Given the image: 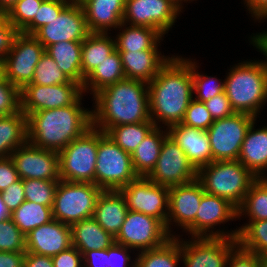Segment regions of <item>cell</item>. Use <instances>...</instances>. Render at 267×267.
Here are the masks:
<instances>
[{
    "mask_svg": "<svg viewBox=\"0 0 267 267\" xmlns=\"http://www.w3.org/2000/svg\"><path fill=\"white\" fill-rule=\"evenodd\" d=\"M148 92L150 119L155 126L160 127L162 123L168 129L181 124L194 99L191 58L172 55L148 83Z\"/></svg>",
    "mask_w": 267,
    "mask_h": 267,
    "instance_id": "cell-1",
    "label": "cell"
},
{
    "mask_svg": "<svg viewBox=\"0 0 267 267\" xmlns=\"http://www.w3.org/2000/svg\"><path fill=\"white\" fill-rule=\"evenodd\" d=\"M92 126L107 132L111 127L150 119L148 83L125 78L93 95Z\"/></svg>",
    "mask_w": 267,
    "mask_h": 267,
    "instance_id": "cell-2",
    "label": "cell"
},
{
    "mask_svg": "<svg viewBox=\"0 0 267 267\" xmlns=\"http://www.w3.org/2000/svg\"><path fill=\"white\" fill-rule=\"evenodd\" d=\"M42 110L27 117L28 142L41 149L60 152L92 127V112L82 105Z\"/></svg>",
    "mask_w": 267,
    "mask_h": 267,
    "instance_id": "cell-3",
    "label": "cell"
},
{
    "mask_svg": "<svg viewBox=\"0 0 267 267\" xmlns=\"http://www.w3.org/2000/svg\"><path fill=\"white\" fill-rule=\"evenodd\" d=\"M225 93L236 113L257 118L267 102V68L260 60L237 63L226 75Z\"/></svg>",
    "mask_w": 267,
    "mask_h": 267,
    "instance_id": "cell-4",
    "label": "cell"
},
{
    "mask_svg": "<svg viewBox=\"0 0 267 267\" xmlns=\"http://www.w3.org/2000/svg\"><path fill=\"white\" fill-rule=\"evenodd\" d=\"M257 179L239 160L212 161L198 169L206 193L227 199L238 208Z\"/></svg>",
    "mask_w": 267,
    "mask_h": 267,
    "instance_id": "cell-5",
    "label": "cell"
},
{
    "mask_svg": "<svg viewBox=\"0 0 267 267\" xmlns=\"http://www.w3.org/2000/svg\"><path fill=\"white\" fill-rule=\"evenodd\" d=\"M137 178L131 154L120 148L105 132L98 130L94 184L102 190H119Z\"/></svg>",
    "mask_w": 267,
    "mask_h": 267,
    "instance_id": "cell-6",
    "label": "cell"
},
{
    "mask_svg": "<svg viewBox=\"0 0 267 267\" xmlns=\"http://www.w3.org/2000/svg\"><path fill=\"white\" fill-rule=\"evenodd\" d=\"M102 192L94 183L59 180L52 206L53 219L72 225L94 215L96 201Z\"/></svg>",
    "mask_w": 267,
    "mask_h": 267,
    "instance_id": "cell-7",
    "label": "cell"
},
{
    "mask_svg": "<svg viewBox=\"0 0 267 267\" xmlns=\"http://www.w3.org/2000/svg\"><path fill=\"white\" fill-rule=\"evenodd\" d=\"M97 152L98 129L92 126L58 152L60 179L69 182L94 183Z\"/></svg>",
    "mask_w": 267,
    "mask_h": 267,
    "instance_id": "cell-8",
    "label": "cell"
},
{
    "mask_svg": "<svg viewBox=\"0 0 267 267\" xmlns=\"http://www.w3.org/2000/svg\"><path fill=\"white\" fill-rule=\"evenodd\" d=\"M254 120L257 118L236 112L231 116L216 119L206 130L212 161L238 160L242 142Z\"/></svg>",
    "mask_w": 267,
    "mask_h": 267,
    "instance_id": "cell-9",
    "label": "cell"
},
{
    "mask_svg": "<svg viewBox=\"0 0 267 267\" xmlns=\"http://www.w3.org/2000/svg\"><path fill=\"white\" fill-rule=\"evenodd\" d=\"M44 53V46L33 35L20 32L1 62L2 76L21 90L33 80L35 67Z\"/></svg>",
    "mask_w": 267,
    "mask_h": 267,
    "instance_id": "cell-10",
    "label": "cell"
},
{
    "mask_svg": "<svg viewBox=\"0 0 267 267\" xmlns=\"http://www.w3.org/2000/svg\"><path fill=\"white\" fill-rule=\"evenodd\" d=\"M171 236L157 218L128 210L115 242L142 252L163 245Z\"/></svg>",
    "mask_w": 267,
    "mask_h": 267,
    "instance_id": "cell-11",
    "label": "cell"
},
{
    "mask_svg": "<svg viewBox=\"0 0 267 267\" xmlns=\"http://www.w3.org/2000/svg\"><path fill=\"white\" fill-rule=\"evenodd\" d=\"M182 9L176 0H126L123 23L150 27L164 36Z\"/></svg>",
    "mask_w": 267,
    "mask_h": 267,
    "instance_id": "cell-12",
    "label": "cell"
},
{
    "mask_svg": "<svg viewBox=\"0 0 267 267\" xmlns=\"http://www.w3.org/2000/svg\"><path fill=\"white\" fill-rule=\"evenodd\" d=\"M83 94V86L71 80L51 86L26 84L20 90L21 111L28 117L37 111L66 107L75 104Z\"/></svg>",
    "mask_w": 267,
    "mask_h": 267,
    "instance_id": "cell-13",
    "label": "cell"
},
{
    "mask_svg": "<svg viewBox=\"0 0 267 267\" xmlns=\"http://www.w3.org/2000/svg\"><path fill=\"white\" fill-rule=\"evenodd\" d=\"M128 210L159 219L165 226L168 216L169 187L138 177L119 189Z\"/></svg>",
    "mask_w": 267,
    "mask_h": 267,
    "instance_id": "cell-14",
    "label": "cell"
},
{
    "mask_svg": "<svg viewBox=\"0 0 267 267\" xmlns=\"http://www.w3.org/2000/svg\"><path fill=\"white\" fill-rule=\"evenodd\" d=\"M202 184L196 179L191 183L169 187L168 216L166 230L171 237V225L180 226L181 229L196 237V214L200 201L204 195Z\"/></svg>",
    "mask_w": 267,
    "mask_h": 267,
    "instance_id": "cell-15",
    "label": "cell"
},
{
    "mask_svg": "<svg viewBox=\"0 0 267 267\" xmlns=\"http://www.w3.org/2000/svg\"><path fill=\"white\" fill-rule=\"evenodd\" d=\"M197 172L185 152L168 135L162 143L156 165L147 178L156 184L171 187L195 181Z\"/></svg>",
    "mask_w": 267,
    "mask_h": 267,
    "instance_id": "cell-16",
    "label": "cell"
},
{
    "mask_svg": "<svg viewBox=\"0 0 267 267\" xmlns=\"http://www.w3.org/2000/svg\"><path fill=\"white\" fill-rule=\"evenodd\" d=\"M181 243V256L185 267H226L231 250L238 244L237 238L192 237Z\"/></svg>",
    "mask_w": 267,
    "mask_h": 267,
    "instance_id": "cell-17",
    "label": "cell"
},
{
    "mask_svg": "<svg viewBox=\"0 0 267 267\" xmlns=\"http://www.w3.org/2000/svg\"><path fill=\"white\" fill-rule=\"evenodd\" d=\"M89 34L81 4L71 1L58 17L42 26L33 36L46 48L62 41L83 42Z\"/></svg>",
    "mask_w": 267,
    "mask_h": 267,
    "instance_id": "cell-18",
    "label": "cell"
},
{
    "mask_svg": "<svg viewBox=\"0 0 267 267\" xmlns=\"http://www.w3.org/2000/svg\"><path fill=\"white\" fill-rule=\"evenodd\" d=\"M20 179L60 180L59 155L26 142L10 156Z\"/></svg>",
    "mask_w": 267,
    "mask_h": 267,
    "instance_id": "cell-19",
    "label": "cell"
},
{
    "mask_svg": "<svg viewBox=\"0 0 267 267\" xmlns=\"http://www.w3.org/2000/svg\"><path fill=\"white\" fill-rule=\"evenodd\" d=\"M236 218L237 208L227 199L204 192L196 214V237L237 238V228L228 232L220 229L214 231V226L236 221Z\"/></svg>",
    "mask_w": 267,
    "mask_h": 267,
    "instance_id": "cell-20",
    "label": "cell"
},
{
    "mask_svg": "<svg viewBox=\"0 0 267 267\" xmlns=\"http://www.w3.org/2000/svg\"><path fill=\"white\" fill-rule=\"evenodd\" d=\"M25 239L26 252L54 257L72 246L71 227L53 219L33 229Z\"/></svg>",
    "mask_w": 267,
    "mask_h": 267,
    "instance_id": "cell-21",
    "label": "cell"
},
{
    "mask_svg": "<svg viewBox=\"0 0 267 267\" xmlns=\"http://www.w3.org/2000/svg\"><path fill=\"white\" fill-rule=\"evenodd\" d=\"M90 33H109L123 23L126 0H81Z\"/></svg>",
    "mask_w": 267,
    "mask_h": 267,
    "instance_id": "cell-22",
    "label": "cell"
},
{
    "mask_svg": "<svg viewBox=\"0 0 267 267\" xmlns=\"http://www.w3.org/2000/svg\"><path fill=\"white\" fill-rule=\"evenodd\" d=\"M167 131L197 170L212 162L210 141L206 130L177 124L169 127Z\"/></svg>",
    "mask_w": 267,
    "mask_h": 267,
    "instance_id": "cell-23",
    "label": "cell"
},
{
    "mask_svg": "<svg viewBox=\"0 0 267 267\" xmlns=\"http://www.w3.org/2000/svg\"><path fill=\"white\" fill-rule=\"evenodd\" d=\"M125 78L151 82L160 69L170 60L159 49L119 52Z\"/></svg>",
    "mask_w": 267,
    "mask_h": 267,
    "instance_id": "cell-24",
    "label": "cell"
},
{
    "mask_svg": "<svg viewBox=\"0 0 267 267\" xmlns=\"http://www.w3.org/2000/svg\"><path fill=\"white\" fill-rule=\"evenodd\" d=\"M255 121L247 130L238 160L257 178H267V126L255 129Z\"/></svg>",
    "mask_w": 267,
    "mask_h": 267,
    "instance_id": "cell-25",
    "label": "cell"
},
{
    "mask_svg": "<svg viewBox=\"0 0 267 267\" xmlns=\"http://www.w3.org/2000/svg\"><path fill=\"white\" fill-rule=\"evenodd\" d=\"M128 207L119 190H102L95 206L93 218L113 237L125 221Z\"/></svg>",
    "mask_w": 267,
    "mask_h": 267,
    "instance_id": "cell-26",
    "label": "cell"
},
{
    "mask_svg": "<svg viewBox=\"0 0 267 267\" xmlns=\"http://www.w3.org/2000/svg\"><path fill=\"white\" fill-rule=\"evenodd\" d=\"M72 246L83 255L90 250L107 249L115 237L106 232L93 218L83 219L71 226Z\"/></svg>",
    "mask_w": 267,
    "mask_h": 267,
    "instance_id": "cell-27",
    "label": "cell"
},
{
    "mask_svg": "<svg viewBox=\"0 0 267 267\" xmlns=\"http://www.w3.org/2000/svg\"><path fill=\"white\" fill-rule=\"evenodd\" d=\"M155 126L131 153L132 164L138 177H147L158 160L162 143L168 136L167 129Z\"/></svg>",
    "mask_w": 267,
    "mask_h": 267,
    "instance_id": "cell-28",
    "label": "cell"
},
{
    "mask_svg": "<svg viewBox=\"0 0 267 267\" xmlns=\"http://www.w3.org/2000/svg\"><path fill=\"white\" fill-rule=\"evenodd\" d=\"M45 52L69 80L83 86L85 78L81 71L82 42L62 41L47 46Z\"/></svg>",
    "mask_w": 267,
    "mask_h": 267,
    "instance_id": "cell-29",
    "label": "cell"
},
{
    "mask_svg": "<svg viewBox=\"0 0 267 267\" xmlns=\"http://www.w3.org/2000/svg\"><path fill=\"white\" fill-rule=\"evenodd\" d=\"M118 29L122 30L115 37L118 52L158 49L161 40H164L158 30L146 26L128 25L127 27L125 23H122Z\"/></svg>",
    "mask_w": 267,
    "mask_h": 267,
    "instance_id": "cell-30",
    "label": "cell"
},
{
    "mask_svg": "<svg viewBox=\"0 0 267 267\" xmlns=\"http://www.w3.org/2000/svg\"><path fill=\"white\" fill-rule=\"evenodd\" d=\"M111 33H90L82 42L81 71L86 79L108 56L116 50Z\"/></svg>",
    "mask_w": 267,
    "mask_h": 267,
    "instance_id": "cell-31",
    "label": "cell"
},
{
    "mask_svg": "<svg viewBox=\"0 0 267 267\" xmlns=\"http://www.w3.org/2000/svg\"><path fill=\"white\" fill-rule=\"evenodd\" d=\"M28 141L27 116L20 110L0 116V158L10 157Z\"/></svg>",
    "mask_w": 267,
    "mask_h": 267,
    "instance_id": "cell-32",
    "label": "cell"
},
{
    "mask_svg": "<svg viewBox=\"0 0 267 267\" xmlns=\"http://www.w3.org/2000/svg\"><path fill=\"white\" fill-rule=\"evenodd\" d=\"M125 79L120 53L115 50L85 79L83 91L94 95L99 90Z\"/></svg>",
    "mask_w": 267,
    "mask_h": 267,
    "instance_id": "cell-33",
    "label": "cell"
},
{
    "mask_svg": "<svg viewBox=\"0 0 267 267\" xmlns=\"http://www.w3.org/2000/svg\"><path fill=\"white\" fill-rule=\"evenodd\" d=\"M136 256V267H177L182 260L181 243L177 237H171L163 245Z\"/></svg>",
    "mask_w": 267,
    "mask_h": 267,
    "instance_id": "cell-34",
    "label": "cell"
},
{
    "mask_svg": "<svg viewBox=\"0 0 267 267\" xmlns=\"http://www.w3.org/2000/svg\"><path fill=\"white\" fill-rule=\"evenodd\" d=\"M242 215H247L249 221L267 220V178H257L251 184L237 208V219Z\"/></svg>",
    "mask_w": 267,
    "mask_h": 267,
    "instance_id": "cell-35",
    "label": "cell"
},
{
    "mask_svg": "<svg viewBox=\"0 0 267 267\" xmlns=\"http://www.w3.org/2000/svg\"><path fill=\"white\" fill-rule=\"evenodd\" d=\"M11 219L26 236L33 229L53 220L52 207L25 200L11 213Z\"/></svg>",
    "mask_w": 267,
    "mask_h": 267,
    "instance_id": "cell-36",
    "label": "cell"
},
{
    "mask_svg": "<svg viewBox=\"0 0 267 267\" xmlns=\"http://www.w3.org/2000/svg\"><path fill=\"white\" fill-rule=\"evenodd\" d=\"M155 127L152 121L117 125L106 134L124 151L132 153L145 136Z\"/></svg>",
    "mask_w": 267,
    "mask_h": 267,
    "instance_id": "cell-37",
    "label": "cell"
},
{
    "mask_svg": "<svg viewBox=\"0 0 267 267\" xmlns=\"http://www.w3.org/2000/svg\"><path fill=\"white\" fill-rule=\"evenodd\" d=\"M238 244L257 255L267 254V220L248 221L238 228Z\"/></svg>",
    "mask_w": 267,
    "mask_h": 267,
    "instance_id": "cell-38",
    "label": "cell"
},
{
    "mask_svg": "<svg viewBox=\"0 0 267 267\" xmlns=\"http://www.w3.org/2000/svg\"><path fill=\"white\" fill-rule=\"evenodd\" d=\"M197 62L191 60V73L193 79L194 99L199 102H205L216 95L225 92V80L216 77L204 75L198 72ZM197 70V71H196Z\"/></svg>",
    "mask_w": 267,
    "mask_h": 267,
    "instance_id": "cell-39",
    "label": "cell"
},
{
    "mask_svg": "<svg viewBox=\"0 0 267 267\" xmlns=\"http://www.w3.org/2000/svg\"><path fill=\"white\" fill-rule=\"evenodd\" d=\"M58 182L54 180L24 179L25 199L52 207Z\"/></svg>",
    "mask_w": 267,
    "mask_h": 267,
    "instance_id": "cell-40",
    "label": "cell"
},
{
    "mask_svg": "<svg viewBox=\"0 0 267 267\" xmlns=\"http://www.w3.org/2000/svg\"><path fill=\"white\" fill-rule=\"evenodd\" d=\"M69 81L55 61L45 52L35 67L33 80L28 84L51 86Z\"/></svg>",
    "mask_w": 267,
    "mask_h": 267,
    "instance_id": "cell-41",
    "label": "cell"
},
{
    "mask_svg": "<svg viewBox=\"0 0 267 267\" xmlns=\"http://www.w3.org/2000/svg\"><path fill=\"white\" fill-rule=\"evenodd\" d=\"M72 0H44L38 8L34 19L21 31L23 34L34 35L42 26L50 23L52 19L58 17L60 12Z\"/></svg>",
    "mask_w": 267,
    "mask_h": 267,
    "instance_id": "cell-42",
    "label": "cell"
},
{
    "mask_svg": "<svg viewBox=\"0 0 267 267\" xmlns=\"http://www.w3.org/2000/svg\"><path fill=\"white\" fill-rule=\"evenodd\" d=\"M0 251L26 252L25 235L11 218L0 221Z\"/></svg>",
    "mask_w": 267,
    "mask_h": 267,
    "instance_id": "cell-43",
    "label": "cell"
},
{
    "mask_svg": "<svg viewBox=\"0 0 267 267\" xmlns=\"http://www.w3.org/2000/svg\"><path fill=\"white\" fill-rule=\"evenodd\" d=\"M44 0H18L5 14L13 26L21 32L35 17Z\"/></svg>",
    "mask_w": 267,
    "mask_h": 267,
    "instance_id": "cell-44",
    "label": "cell"
},
{
    "mask_svg": "<svg viewBox=\"0 0 267 267\" xmlns=\"http://www.w3.org/2000/svg\"><path fill=\"white\" fill-rule=\"evenodd\" d=\"M21 110L20 89L3 76L0 77V116H7Z\"/></svg>",
    "mask_w": 267,
    "mask_h": 267,
    "instance_id": "cell-45",
    "label": "cell"
},
{
    "mask_svg": "<svg viewBox=\"0 0 267 267\" xmlns=\"http://www.w3.org/2000/svg\"><path fill=\"white\" fill-rule=\"evenodd\" d=\"M214 121L204 102L193 99L187 107L181 124L207 130Z\"/></svg>",
    "mask_w": 267,
    "mask_h": 267,
    "instance_id": "cell-46",
    "label": "cell"
},
{
    "mask_svg": "<svg viewBox=\"0 0 267 267\" xmlns=\"http://www.w3.org/2000/svg\"><path fill=\"white\" fill-rule=\"evenodd\" d=\"M226 267H260L259 255L237 244L229 254Z\"/></svg>",
    "mask_w": 267,
    "mask_h": 267,
    "instance_id": "cell-47",
    "label": "cell"
},
{
    "mask_svg": "<svg viewBox=\"0 0 267 267\" xmlns=\"http://www.w3.org/2000/svg\"><path fill=\"white\" fill-rule=\"evenodd\" d=\"M204 104L214 120L222 119L235 113L225 92L210 98Z\"/></svg>",
    "mask_w": 267,
    "mask_h": 267,
    "instance_id": "cell-48",
    "label": "cell"
},
{
    "mask_svg": "<svg viewBox=\"0 0 267 267\" xmlns=\"http://www.w3.org/2000/svg\"><path fill=\"white\" fill-rule=\"evenodd\" d=\"M19 33L5 15L0 19V63L12 49L15 37Z\"/></svg>",
    "mask_w": 267,
    "mask_h": 267,
    "instance_id": "cell-49",
    "label": "cell"
},
{
    "mask_svg": "<svg viewBox=\"0 0 267 267\" xmlns=\"http://www.w3.org/2000/svg\"><path fill=\"white\" fill-rule=\"evenodd\" d=\"M0 194L3 202L7 206V209L10 213H12L26 200L24 195L23 179L17 180L15 183L0 192Z\"/></svg>",
    "mask_w": 267,
    "mask_h": 267,
    "instance_id": "cell-50",
    "label": "cell"
},
{
    "mask_svg": "<svg viewBox=\"0 0 267 267\" xmlns=\"http://www.w3.org/2000/svg\"><path fill=\"white\" fill-rule=\"evenodd\" d=\"M131 251L134 250L114 242L108 247L109 267H136V259L131 261Z\"/></svg>",
    "mask_w": 267,
    "mask_h": 267,
    "instance_id": "cell-51",
    "label": "cell"
},
{
    "mask_svg": "<svg viewBox=\"0 0 267 267\" xmlns=\"http://www.w3.org/2000/svg\"><path fill=\"white\" fill-rule=\"evenodd\" d=\"M52 262L54 267H83L82 254L73 246L52 257Z\"/></svg>",
    "mask_w": 267,
    "mask_h": 267,
    "instance_id": "cell-52",
    "label": "cell"
},
{
    "mask_svg": "<svg viewBox=\"0 0 267 267\" xmlns=\"http://www.w3.org/2000/svg\"><path fill=\"white\" fill-rule=\"evenodd\" d=\"M19 179L20 178L12 158H0V192Z\"/></svg>",
    "mask_w": 267,
    "mask_h": 267,
    "instance_id": "cell-53",
    "label": "cell"
},
{
    "mask_svg": "<svg viewBox=\"0 0 267 267\" xmlns=\"http://www.w3.org/2000/svg\"><path fill=\"white\" fill-rule=\"evenodd\" d=\"M82 259L83 267H109L108 248L87 251Z\"/></svg>",
    "mask_w": 267,
    "mask_h": 267,
    "instance_id": "cell-54",
    "label": "cell"
},
{
    "mask_svg": "<svg viewBox=\"0 0 267 267\" xmlns=\"http://www.w3.org/2000/svg\"><path fill=\"white\" fill-rule=\"evenodd\" d=\"M25 252L0 251V267H23Z\"/></svg>",
    "mask_w": 267,
    "mask_h": 267,
    "instance_id": "cell-55",
    "label": "cell"
},
{
    "mask_svg": "<svg viewBox=\"0 0 267 267\" xmlns=\"http://www.w3.org/2000/svg\"><path fill=\"white\" fill-rule=\"evenodd\" d=\"M23 267H54L52 257L25 252Z\"/></svg>",
    "mask_w": 267,
    "mask_h": 267,
    "instance_id": "cell-56",
    "label": "cell"
},
{
    "mask_svg": "<svg viewBox=\"0 0 267 267\" xmlns=\"http://www.w3.org/2000/svg\"><path fill=\"white\" fill-rule=\"evenodd\" d=\"M246 4L248 13L254 20L260 19V17L267 11V0H244V5Z\"/></svg>",
    "mask_w": 267,
    "mask_h": 267,
    "instance_id": "cell-57",
    "label": "cell"
},
{
    "mask_svg": "<svg viewBox=\"0 0 267 267\" xmlns=\"http://www.w3.org/2000/svg\"><path fill=\"white\" fill-rule=\"evenodd\" d=\"M253 34V37L251 36L250 44H252L256 49H258L259 52L263 53L266 57V60H262L261 62L264 64V66L267 68V31H262L260 33H256V35Z\"/></svg>",
    "mask_w": 267,
    "mask_h": 267,
    "instance_id": "cell-58",
    "label": "cell"
},
{
    "mask_svg": "<svg viewBox=\"0 0 267 267\" xmlns=\"http://www.w3.org/2000/svg\"><path fill=\"white\" fill-rule=\"evenodd\" d=\"M8 218H11V213L7 209V206L3 202L1 194H0V221L6 220Z\"/></svg>",
    "mask_w": 267,
    "mask_h": 267,
    "instance_id": "cell-59",
    "label": "cell"
},
{
    "mask_svg": "<svg viewBox=\"0 0 267 267\" xmlns=\"http://www.w3.org/2000/svg\"><path fill=\"white\" fill-rule=\"evenodd\" d=\"M18 0H0V10L6 14Z\"/></svg>",
    "mask_w": 267,
    "mask_h": 267,
    "instance_id": "cell-60",
    "label": "cell"
},
{
    "mask_svg": "<svg viewBox=\"0 0 267 267\" xmlns=\"http://www.w3.org/2000/svg\"><path fill=\"white\" fill-rule=\"evenodd\" d=\"M260 267H267V254L259 255Z\"/></svg>",
    "mask_w": 267,
    "mask_h": 267,
    "instance_id": "cell-61",
    "label": "cell"
},
{
    "mask_svg": "<svg viewBox=\"0 0 267 267\" xmlns=\"http://www.w3.org/2000/svg\"><path fill=\"white\" fill-rule=\"evenodd\" d=\"M263 19H267V11L260 17V21Z\"/></svg>",
    "mask_w": 267,
    "mask_h": 267,
    "instance_id": "cell-62",
    "label": "cell"
},
{
    "mask_svg": "<svg viewBox=\"0 0 267 267\" xmlns=\"http://www.w3.org/2000/svg\"><path fill=\"white\" fill-rule=\"evenodd\" d=\"M182 7H183V2H184V0H176Z\"/></svg>",
    "mask_w": 267,
    "mask_h": 267,
    "instance_id": "cell-63",
    "label": "cell"
},
{
    "mask_svg": "<svg viewBox=\"0 0 267 267\" xmlns=\"http://www.w3.org/2000/svg\"><path fill=\"white\" fill-rule=\"evenodd\" d=\"M5 14L0 10V19L4 16Z\"/></svg>",
    "mask_w": 267,
    "mask_h": 267,
    "instance_id": "cell-64",
    "label": "cell"
},
{
    "mask_svg": "<svg viewBox=\"0 0 267 267\" xmlns=\"http://www.w3.org/2000/svg\"><path fill=\"white\" fill-rule=\"evenodd\" d=\"M189 1V3H191L192 1H194V0H184V2H188ZM191 1V2H190ZM196 1V0H195Z\"/></svg>",
    "mask_w": 267,
    "mask_h": 267,
    "instance_id": "cell-65",
    "label": "cell"
},
{
    "mask_svg": "<svg viewBox=\"0 0 267 267\" xmlns=\"http://www.w3.org/2000/svg\"><path fill=\"white\" fill-rule=\"evenodd\" d=\"M2 76V73H1V63H0V77Z\"/></svg>",
    "mask_w": 267,
    "mask_h": 267,
    "instance_id": "cell-66",
    "label": "cell"
}]
</instances>
